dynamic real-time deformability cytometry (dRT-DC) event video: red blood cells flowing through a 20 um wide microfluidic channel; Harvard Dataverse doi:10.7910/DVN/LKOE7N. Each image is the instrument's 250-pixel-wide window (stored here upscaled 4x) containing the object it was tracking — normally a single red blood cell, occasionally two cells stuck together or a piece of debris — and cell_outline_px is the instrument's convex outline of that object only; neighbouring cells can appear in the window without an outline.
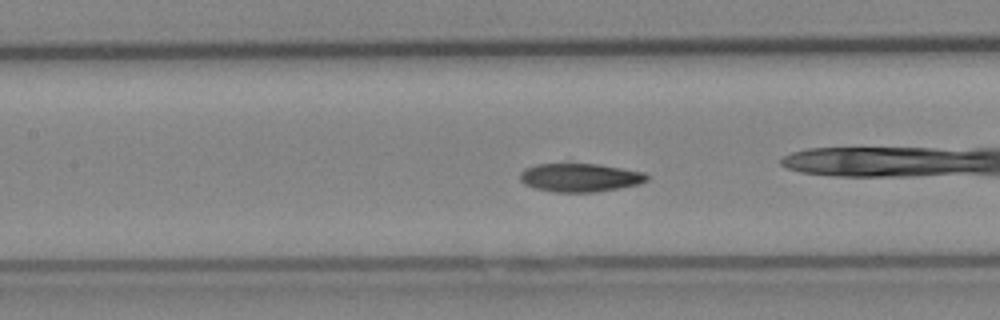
{"species": "Egyptian fruit bat (a non-hibernating species)", "species_latin": "Rousettus aegyptiacus", "temperature_condition": "cold", "stored_images_in_passage": 40, "camera_frame_rate_fps": 3000, "um_per_image_px": 0.085, "animal": {"sex": "female"}, "frame": {"image": 1, "passage_image": 12, "time_ms": 3.667, "image_size_px": [1000, 320], "cell_outline_px": [[652, 176], [648, 180], [640, 184], [620, 188], [596, 192], [552, 192], [536, 188], [524, 184], [520, 180], [520, 172], [524, 168], [536, 164], [600, 164], [644, 172]], "centroid_in_image_um": [49.33, 15.09], "position_along_channel_um": 158.1, "area_um2": 21.27}, "authors_computed_cell_mechanics": {"area_um2": 20.8658, "velocity_mm_per_s": 4.0284, "shape_relaxation_time_tau1_ms": 8.4564, "shape_relaxation_time_tau2_ms": 3.7625, "deformation_change_tau1": 0.1854, "deformation_change_tau2": 0.0771}}